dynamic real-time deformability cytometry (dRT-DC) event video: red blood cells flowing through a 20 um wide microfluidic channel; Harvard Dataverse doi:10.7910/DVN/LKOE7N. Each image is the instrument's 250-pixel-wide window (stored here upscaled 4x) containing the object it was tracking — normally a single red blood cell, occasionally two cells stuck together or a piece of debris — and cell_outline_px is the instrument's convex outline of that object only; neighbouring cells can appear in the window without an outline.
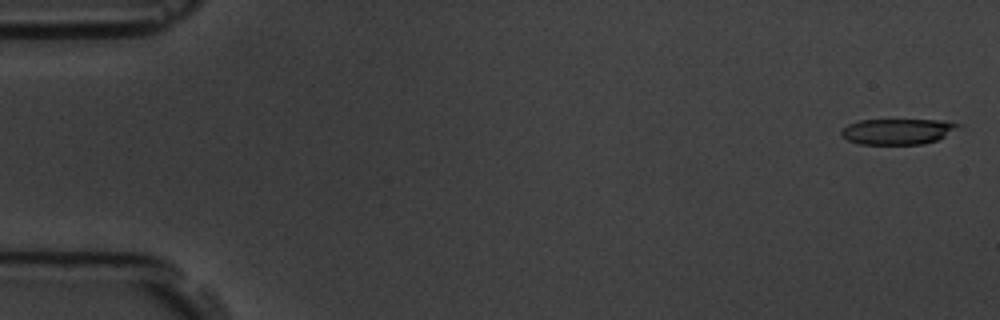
{"species": "common noctule bat (a hibernating species)", "species_latin": "Nyctalus noctula", "temperature_condition": "room temperature", "stored_images_in_passage": 3, "camera_frame_rate_fps": 3000, "um_per_image_px": 0.085, "animal": {"sex": "male", "body_mass_g": 19.5, "forearm_length_mm": 54.6}, "frame": {"image": 1, "passage_image": 2, "time_ms": 0.333, "image_size_px": [1000, 320], "cell_outline_px": [[948, 124], [940, 136], [932, 140], [908, 144], [876, 144], [880, 120], [920, 120]], "centroid_in_image_um": [77.21, 11.18], "position_along_channel_um": 7.8, "area_um2": 10.23}}